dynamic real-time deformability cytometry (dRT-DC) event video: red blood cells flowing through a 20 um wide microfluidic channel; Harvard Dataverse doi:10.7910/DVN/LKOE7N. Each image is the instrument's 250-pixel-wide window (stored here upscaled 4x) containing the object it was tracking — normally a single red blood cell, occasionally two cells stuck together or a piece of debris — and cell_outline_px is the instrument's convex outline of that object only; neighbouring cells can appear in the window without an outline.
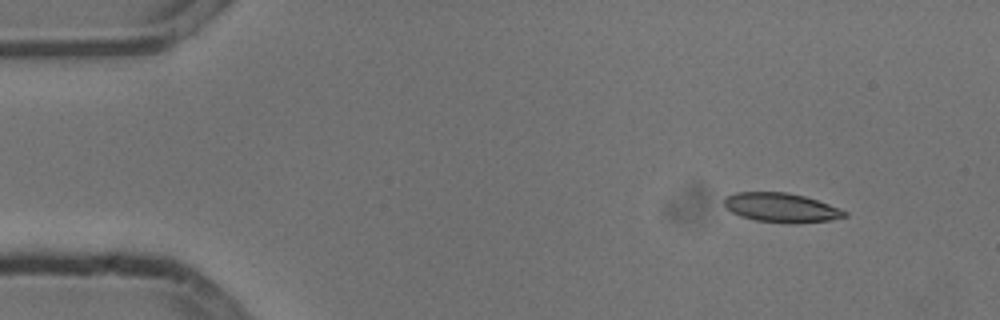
{"species": "common noctule bat (a hibernating species)", "species_latin": "Nyctalus noctula", "temperature_condition": "cold", "stored_images_in_passage": 4, "camera_frame_rate_fps": 3000, "um_per_image_px": 0.085, "animal": {"sex": "male", "body_mass_g": 13.3}, "frame": {"image": 1, "passage_image": 1, "time_ms": 0.0, "image_size_px": [1000, 320], "cell_outline_px": [[848, 216], [828, 220], [796, 224], [792, 224], [756, 220], [740, 216], [732, 212], [724, 204], [724, 196], [736, 192], [784, 192], [804, 196], [828, 204], [848, 212]], "centroid_in_image_um": [66.39, 17.65], "position_along_channel_um": 18.6, "area_um2": 20.46}}
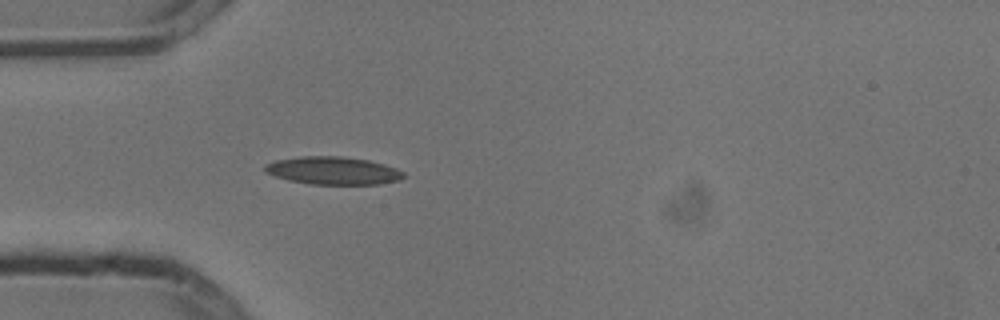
{"frame": {"image": 2, "passage_image": 4, "time_ms": 1.0, "image_size_px": [1000, 320], "cell_outline_px": [[404, 176], [400, 180], [380, 184], [308, 184], [288, 180], [264, 172], [264, 164], [276, 160], [300, 156], [340, 156], [368, 160], [384, 164], [396, 168], [404, 172]], "centroid_in_image_um": [28.29, 14.5], "position_along_channel_um": 56.7, "area_um2": 22.54}}